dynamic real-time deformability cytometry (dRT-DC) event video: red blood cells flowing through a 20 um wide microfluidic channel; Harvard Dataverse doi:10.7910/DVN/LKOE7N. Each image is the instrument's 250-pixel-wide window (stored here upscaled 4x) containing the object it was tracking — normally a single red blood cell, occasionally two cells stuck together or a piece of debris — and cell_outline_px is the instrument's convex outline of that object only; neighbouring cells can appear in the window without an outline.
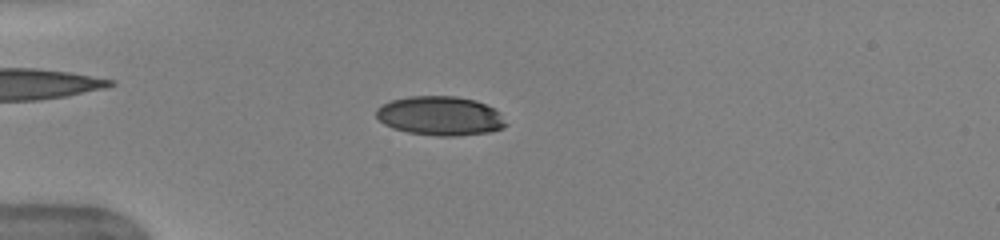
{"species": "human", "species_latin": "Homo sapiens", "temperature_condition": "warm", "stored_images_in_passage": 38, "camera_frame_rate_fps": 3000, "um_per_image_px": 0.085, "donor": {"sex": "female"}, "frame": {"image": 1, "passage_image": 1, "time_ms": 0.0, "image_size_px": [1000, 240], "cell_outline_px": [[508, 124], [504, 128], [488, 132], [456, 136], [436, 136], [408, 132], [392, 128], [384, 124], [376, 116], [376, 108], [392, 100], [408, 96], [456, 96], [476, 100], [500, 112]], "centroid_in_image_um": [37.43, 9.85], "position_along_channel_um": 47.6, "area_um2": 29.65}, "authors_computed_cell_mechanics": {"area_um2": 30.8652, "velocity_mm_per_s": 4.0064, "shape_relaxation_time_tau1_ms": 5.3959, "shape_relaxation_time_tau2_ms": 0.8683, "deformation_change_tau1": 0.1909, "deformation_change_tau2": 0.0576}}